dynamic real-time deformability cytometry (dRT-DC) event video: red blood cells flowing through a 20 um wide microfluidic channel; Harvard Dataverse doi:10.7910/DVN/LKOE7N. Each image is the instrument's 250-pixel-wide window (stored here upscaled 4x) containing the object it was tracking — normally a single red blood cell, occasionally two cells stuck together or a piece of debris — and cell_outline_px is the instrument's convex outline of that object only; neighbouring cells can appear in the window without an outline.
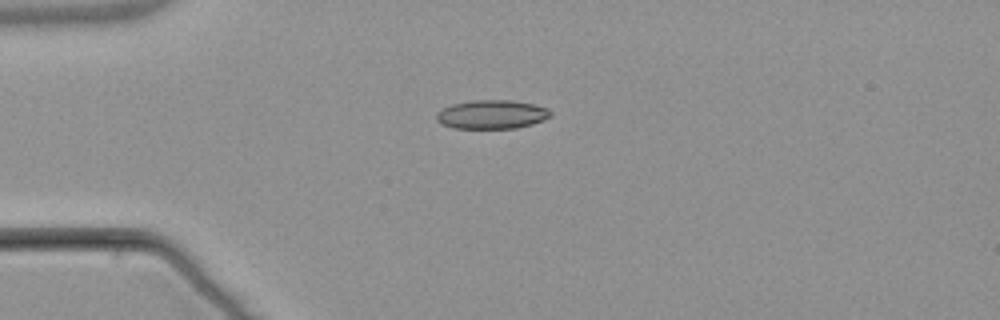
{"species": "common noctule bat (a hibernating species)", "species_latin": "Nyctalus noctula", "temperature_condition": "warm", "stored_images_in_passage": 4, "camera_frame_rate_fps": 3000, "um_per_image_px": 0.085, "animal": {"sex": "male", "body_mass_g": 21.5, "forearm_length_mm": 52.0}, "frame": {"image": 1, "passage_image": 1, "time_ms": 0.0, "image_size_px": [1000, 320], "cell_outline_px": [[552, 116], [544, 120], [532, 124], [516, 128], [452, 128], [440, 124], [436, 120], [436, 112], [452, 104], [472, 100], [512, 100], [532, 104], [548, 108], [552, 112]], "centroid_in_image_um": [41.8, 9.73], "position_along_channel_um": 43.2, "area_um2": 19.31}}
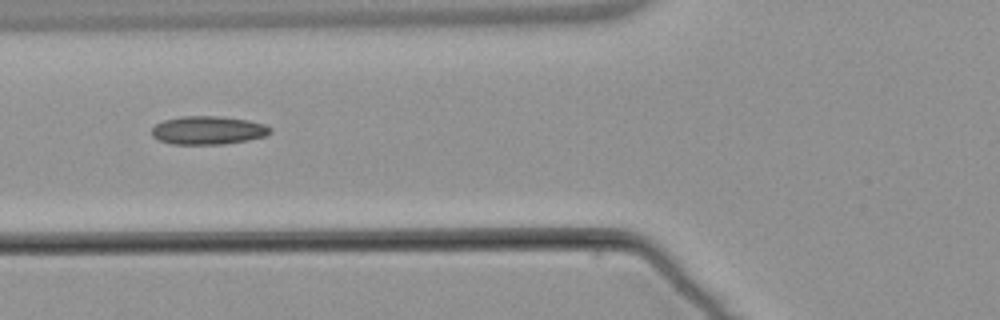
{"frame": {"image": 2, "passage_image": 3, "time_ms": 2.333, "image_size_px": [1000, 320], "cell_outline_px": [[272, 132], [264, 136], [248, 140], [224, 144], [172, 144], [160, 140], [152, 136], [152, 128], [156, 124], [164, 120], [184, 116], [220, 116], [248, 120], [264, 124], [272, 128]], "centroid_in_image_um": [17.7, 11.07], "position_along_channel_um": 108.1, "area_um2": 19.54}}